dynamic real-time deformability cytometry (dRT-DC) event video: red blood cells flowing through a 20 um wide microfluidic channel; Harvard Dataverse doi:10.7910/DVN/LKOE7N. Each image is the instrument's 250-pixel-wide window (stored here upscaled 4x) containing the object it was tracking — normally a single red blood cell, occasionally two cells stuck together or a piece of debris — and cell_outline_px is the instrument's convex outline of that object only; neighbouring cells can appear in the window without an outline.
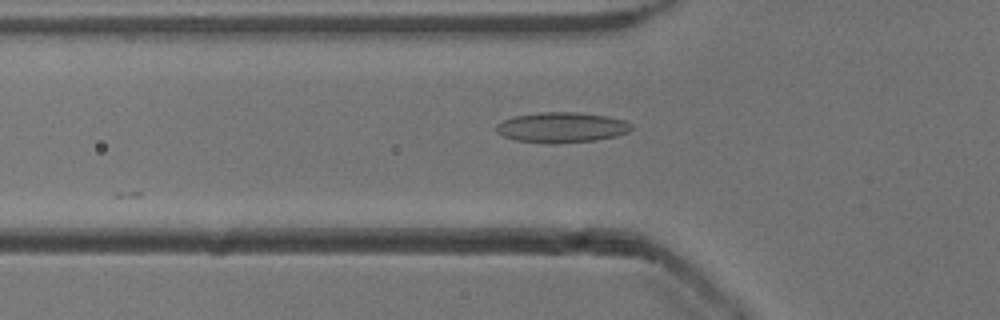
{"species": "common noctule bat (a hibernating species)", "species_latin": "Nyctalus noctula", "temperature_condition": "cold", "stored_images_in_passage": 8, "camera_frame_rate_fps": 3000, "um_per_image_px": 0.085, "animal": {"sex": "male", "body_mass_g": 13.3}, "frame": {"image": 1, "passage_image": 4, "time_ms": 1.0, "image_size_px": [1000, 320], "cell_outline_px": [[632, 128], [628, 132], [616, 136], [596, 140], [556, 144], [548, 144], [516, 140], [504, 136], [496, 132], [496, 124], [512, 116], [536, 112], [576, 112], [608, 116], [624, 120], [632, 124]], "centroid_in_image_um": [47.73, 10.83], "position_along_channel_um": 78.1, "area_um2": 24.16}}
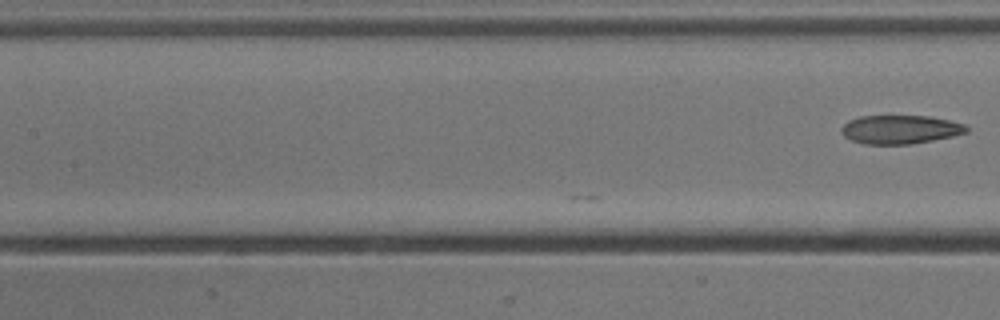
{"frame": {"image": 2, "passage_image": 8, "time_ms": 2.333, "image_size_px": [1000, 320], "cell_outline_px": [[968, 132], [952, 136], [912, 144], [864, 144], [852, 140], [844, 136], [840, 132], [840, 128], [848, 120], [860, 116], [932, 116], [964, 124], [968, 128]], "centroid_in_image_um": [76.49, 11.0], "position_along_channel_um": 130.9, "area_um2": 20.92}}